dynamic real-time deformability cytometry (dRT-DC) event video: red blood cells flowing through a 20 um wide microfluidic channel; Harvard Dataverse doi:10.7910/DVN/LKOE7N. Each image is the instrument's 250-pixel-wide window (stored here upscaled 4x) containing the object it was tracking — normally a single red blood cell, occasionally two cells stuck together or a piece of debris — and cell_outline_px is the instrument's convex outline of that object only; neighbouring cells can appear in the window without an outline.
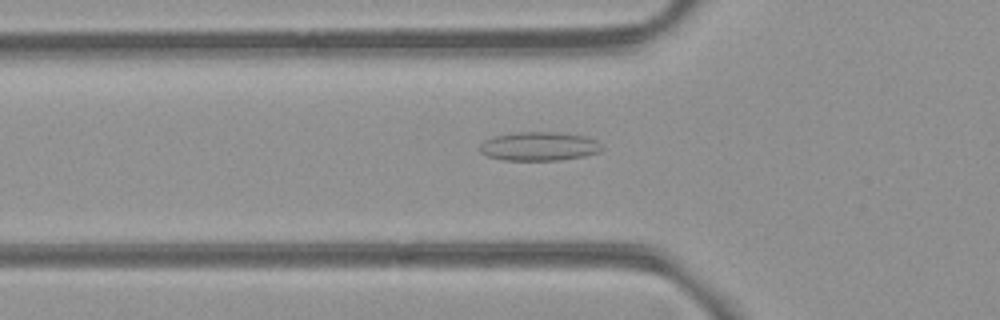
{"species": "common noctule bat (a hibernating species)", "species_latin": "Nyctalus noctula", "temperature_condition": "room temperature", "stored_images_in_passage": 45, "camera_frame_rate_fps": 3000, "um_per_image_px": 0.085, "animal": {"sex": "female", "body_mass_g": 21.9}, "frame": {"image": 1, "passage_image": 10, "time_ms": 3.0, "image_size_px": [1000, 320], "cell_outline_px": [[604, 148], [600, 152], [584, 156], [560, 160], [504, 160], [488, 156], [480, 152], [480, 144], [484, 140], [492, 136], [516, 132], [556, 132], [584, 136], [596, 140]], "centroid_in_image_um": [45.82, 12.43], "position_along_channel_um": 80.0, "area_um2": 20.58}}
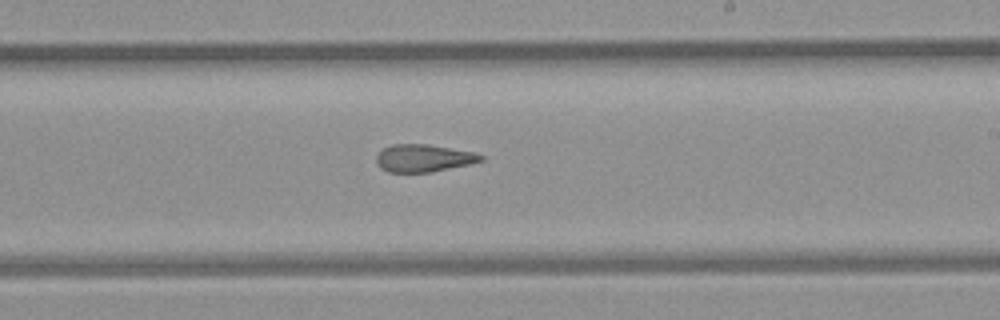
{"frame": {"image": 2, "passage_image": 23, "time_ms": 7.333, "image_size_px": [1000, 320], "cell_outline_px": [[484, 160], [472, 164], [432, 172], [388, 172], [380, 168], [376, 164], [376, 156], [384, 148], [392, 144], [428, 144], [476, 152], [484, 156]], "centroid_in_image_um": [36.04, 13.44], "position_along_channel_um": 253.0, "area_um2": 16.99}}
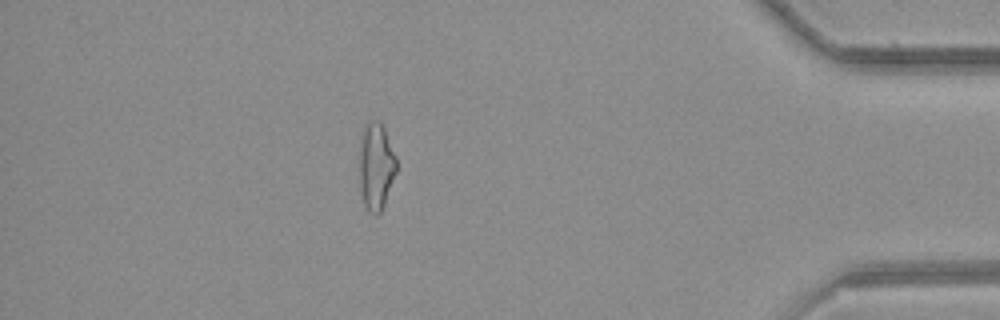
{"frame": {"image": 3, "passage_image": 38, "time_ms": 12.333, "image_size_px": [1000, 320], "cell_outline_px": [[396, 172], [384, 204], [380, 212], [376, 216], [364, 204], [360, 188], [360, 136], [368, 120], [380, 120], [384, 128], [396, 156]], "centroid_in_image_um": [31.96, 14.08], "position_along_channel_um": 403.2, "area_um2": 18.67}}